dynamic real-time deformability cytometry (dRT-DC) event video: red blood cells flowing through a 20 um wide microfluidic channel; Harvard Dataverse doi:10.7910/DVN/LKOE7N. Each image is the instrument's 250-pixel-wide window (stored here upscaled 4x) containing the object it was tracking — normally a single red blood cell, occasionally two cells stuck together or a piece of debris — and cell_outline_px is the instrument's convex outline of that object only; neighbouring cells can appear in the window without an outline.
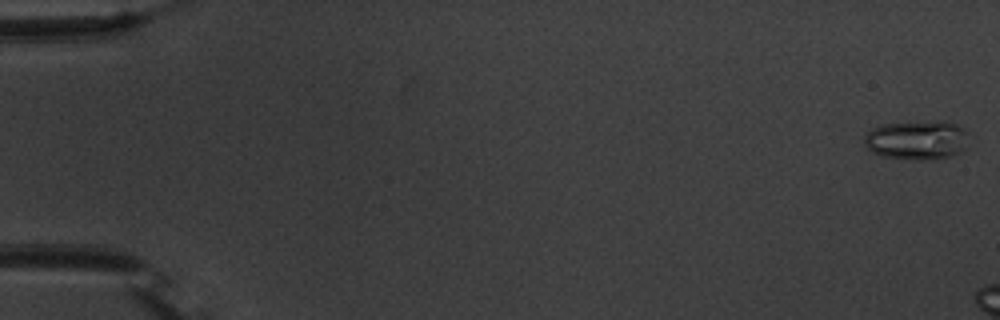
{"species": "common noctule bat (a hibernating species)", "species_latin": "Nyctalus noctula", "temperature_condition": "warm", "stored_images_in_passage": 7, "camera_frame_rate_fps": 3000, "um_per_image_px": 0.085, "animal": {"sex": "male", "body_mass_g": 20.1, "forearm_length_mm": 53.5}, "frame": {"image": 1, "passage_image": 1, "time_ms": 0.0, "image_size_px": [1000, 320], "cell_outline_px": [[968, 132], [964, 148], [960, 152], [952, 156], [936, 160], [912, 160], [884, 156], [872, 152], [864, 144], [864, 136], [872, 128], [880, 124], [936, 120], [944, 120], [956, 124], [964, 128]], "centroid_in_image_um": [77.95, 11.89], "position_along_channel_um": 7.1, "area_um2": 24.33}}